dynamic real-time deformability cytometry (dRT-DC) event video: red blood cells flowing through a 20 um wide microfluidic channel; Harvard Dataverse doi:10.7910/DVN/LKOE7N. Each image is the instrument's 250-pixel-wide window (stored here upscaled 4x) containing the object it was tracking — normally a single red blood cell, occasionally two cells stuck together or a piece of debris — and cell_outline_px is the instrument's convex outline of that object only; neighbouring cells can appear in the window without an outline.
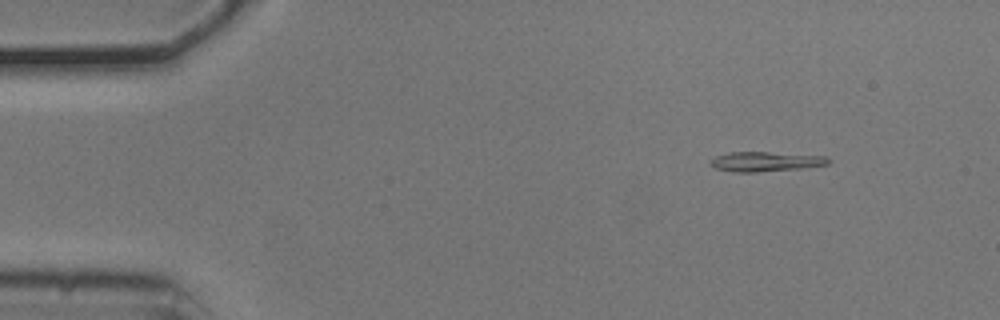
{"species": "common noctule bat (a hibernating species)", "species_latin": "Nyctalus noctula", "temperature_condition": "cold", "stored_images_in_passage": 48, "camera_frame_rate_fps": 3000, "um_per_image_px": 0.085, "animal": {"sex": "male", "body_mass_g": 20.5, "forearm_length_mm": 52.5}, "frame": {"image": 1, "passage_image": 1, "time_ms": 0.0, "image_size_px": [1000, 320], "cell_outline_px": [[832, 160], [828, 164], [800, 168], [756, 172], [732, 172], [716, 168], [708, 164], [708, 160], [716, 156], [728, 152], [768, 152], [824, 156]], "centroid_in_image_um": [65.0, 13.73], "position_along_channel_um": 20.0, "area_um2": 13.53}}
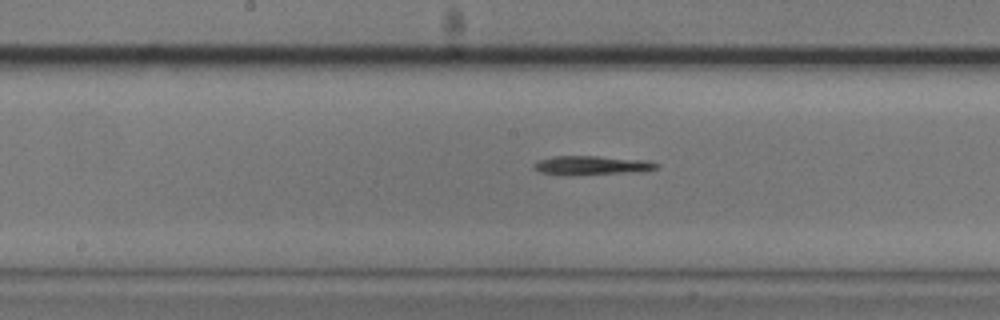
{"frame": {"image": 2, "passage_image": 22, "time_ms": 7.0, "image_size_px": [1000, 320], "cell_outline_px": [[660, 168], [640, 172], [568, 176], [540, 172], [532, 168], [532, 164], [540, 160], [556, 156], [596, 156], [648, 160], [660, 164]], "centroid_in_image_um": [50.34, 14.07], "position_along_channel_um": 197.9, "area_um2": 13.99}}
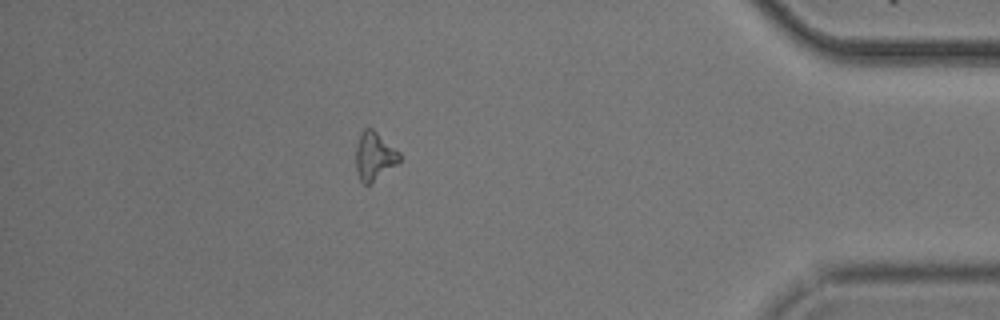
{"frame": {"image": 3, "passage_image": 42, "time_ms": 13.667, "image_size_px": [1000, 320], "cell_outline_px": [[400, 160], [396, 164], [368, 184], [364, 184], [360, 180], [356, 172], [356, 144], [360, 132], [364, 128], [372, 128], [400, 152]], "centroid_in_image_um": [31.79, 13.23], "position_along_channel_um": 403.4, "area_um2": 12.08}}